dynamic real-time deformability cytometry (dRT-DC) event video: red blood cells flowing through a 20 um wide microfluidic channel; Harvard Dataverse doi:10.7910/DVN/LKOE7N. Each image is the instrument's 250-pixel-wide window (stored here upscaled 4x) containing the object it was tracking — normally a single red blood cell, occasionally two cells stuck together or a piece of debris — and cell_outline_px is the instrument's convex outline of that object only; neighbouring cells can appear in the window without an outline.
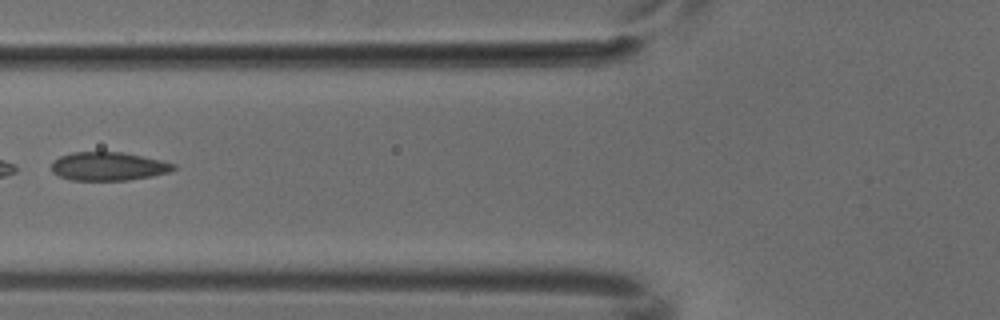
{"species": "common noctule bat (a hibernating species)", "species_latin": "Nyctalus noctula", "temperature_condition": "cold", "stored_images_in_passage": 6, "camera_frame_rate_fps": 3000, "um_per_image_px": 0.085, "animal": {"sex": "male", "body_mass_g": 18.8}, "frame": {"image": 1, "passage_image": 6, "time_ms": 1.667, "image_size_px": [1000, 320], "cell_outline_px": [[176, 168], [168, 172], [152, 176], [128, 180], [72, 180], [60, 176], [52, 172], [52, 160], [60, 156], [72, 152], [124, 152], [160, 160], [176, 164]], "centroid_in_image_um": [9.2, 14.13], "position_along_channel_um": 116.6, "area_um2": 20.23}}